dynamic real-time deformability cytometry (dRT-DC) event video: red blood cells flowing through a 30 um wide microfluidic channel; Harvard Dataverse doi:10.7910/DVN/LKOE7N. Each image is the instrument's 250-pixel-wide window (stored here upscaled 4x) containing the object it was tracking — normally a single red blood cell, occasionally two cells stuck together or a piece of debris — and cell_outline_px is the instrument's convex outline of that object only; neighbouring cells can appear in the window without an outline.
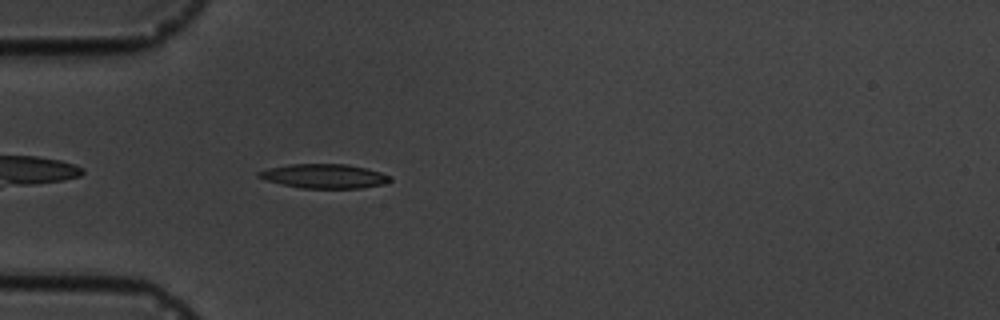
{"species": "common noctule bat (a hibernating species)", "species_latin": "Nyctalus noctula", "temperature_condition": "cold", "stored_images_in_passage": 5, "camera_frame_rate_fps": 3000, "um_per_image_px": 0.085, "animal": {"sex": "male", "body_mass_g": 19.5, "forearm_length_mm": 54.6}, "frame": {"image": 1, "passage_image": 5, "time_ms": 4.667, "image_size_px": [1000, 320], "cell_outline_px": [[392, 180], [384, 184], [360, 188], [300, 188], [268, 180], [256, 176], [256, 172], [268, 168], [288, 164], [348, 164], [380, 172], [388, 176]], "centroid_in_image_um": [27.54, 14.96], "position_along_channel_um": 57.5, "area_um2": 18.38}}